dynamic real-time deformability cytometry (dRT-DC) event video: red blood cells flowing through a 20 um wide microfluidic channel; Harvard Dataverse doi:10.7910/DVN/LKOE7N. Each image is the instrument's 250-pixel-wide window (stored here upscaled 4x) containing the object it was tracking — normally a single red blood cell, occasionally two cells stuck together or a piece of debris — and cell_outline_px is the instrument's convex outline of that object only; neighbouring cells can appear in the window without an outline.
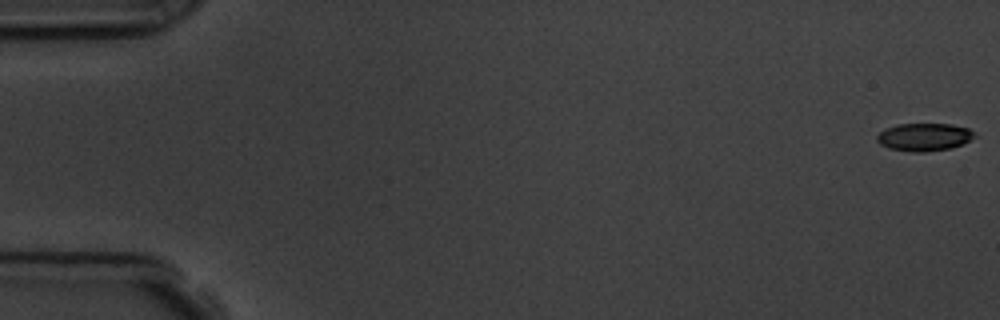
{"species": "common noctule bat (a hibernating species)", "species_latin": "Nyctalus noctula", "temperature_condition": "room temperature", "stored_images_in_passage": 11, "camera_frame_rate_fps": 3000, "um_per_image_px": 0.085, "animal": {"sex": "male", "body_mass_g": 19.5, "forearm_length_mm": 54.6}, "frame": {"image": 1, "passage_image": 1, "time_ms": 0.0, "image_size_px": [1000, 320], "cell_outline_px": [[976, 136], [964, 144], [952, 148], [924, 152], [912, 152], [888, 148], [880, 144], [876, 140], [876, 136], [884, 128], [896, 124], [952, 124], [968, 128]], "centroid_in_image_um": [78.53, 11.65], "position_along_channel_um": 6.5, "area_um2": 15.95}}
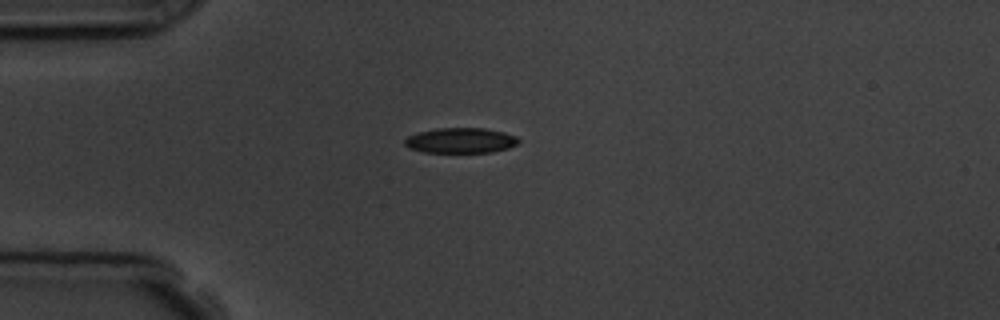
{"frame": {"image": 2, "passage_image": 5, "time_ms": 4.667, "image_size_px": [1000, 320], "cell_outline_px": [[520, 140], [516, 144], [508, 148], [492, 152], [424, 152], [408, 148], [404, 144], [404, 140], [408, 136], [416, 132], [436, 128], [484, 128], [504, 132], [516, 136]], "centroid_in_image_um": [39.12, 11.93], "position_along_channel_um": 45.9, "area_um2": 16.82}}
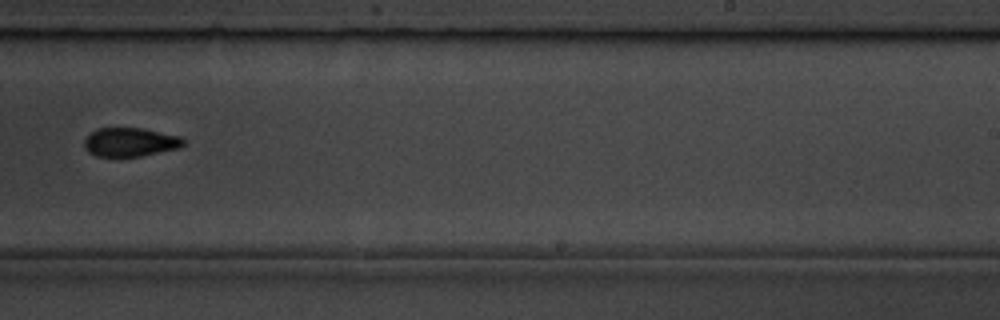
{"frame": {"image": 3, "passage_image": 11, "time_ms": 11.333, "image_size_px": [1000, 320], "cell_outline_px": [[184, 144], [180, 148], [140, 156], [96, 156], [88, 152], [84, 148], [84, 140], [96, 128], [144, 128], [180, 136], [184, 140]], "centroid_in_image_um": [11.06, 12.07], "position_along_channel_um": 277.9, "area_um2": 16.65}}